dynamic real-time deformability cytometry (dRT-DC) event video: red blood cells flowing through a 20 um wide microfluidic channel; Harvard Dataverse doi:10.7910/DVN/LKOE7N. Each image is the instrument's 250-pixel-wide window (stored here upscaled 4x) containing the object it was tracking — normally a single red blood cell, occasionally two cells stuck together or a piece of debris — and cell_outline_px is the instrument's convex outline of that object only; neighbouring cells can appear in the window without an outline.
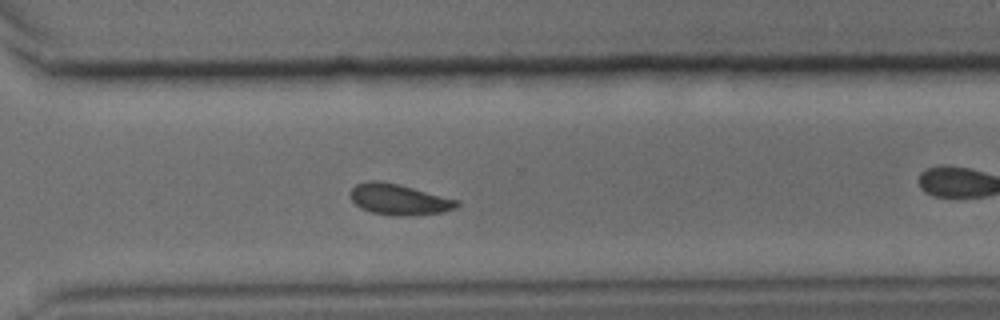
{"species": "common noctule bat (a hibernating species)", "species_latin": "Nyctalus noctula", "temperature_condition": "cold", "stored_images_in_passage": 43, "camera_frame_rate_fps": 3000, "um_per_image_px": 0.085, "animal": {"sex": "male", "body_mass_g": 15.6}, "frame": {"image": 1, "passage_image": 31, "time_ms": 10.0, "image_size_px": [1000, 320], "cell_outline_px": [[460, 204], [456, 208], [440, 212], [408, 216], [392, 216], [372, 212], [360, 208], [352, 200], [348, 192], [356, 184], [364, 180], [380, 180], [400, 184], [460, 200]], "centroid_in_image_um": [33.89, 16.93], "position_along_channel_um": 336.7, "area_um2": 19.54}}